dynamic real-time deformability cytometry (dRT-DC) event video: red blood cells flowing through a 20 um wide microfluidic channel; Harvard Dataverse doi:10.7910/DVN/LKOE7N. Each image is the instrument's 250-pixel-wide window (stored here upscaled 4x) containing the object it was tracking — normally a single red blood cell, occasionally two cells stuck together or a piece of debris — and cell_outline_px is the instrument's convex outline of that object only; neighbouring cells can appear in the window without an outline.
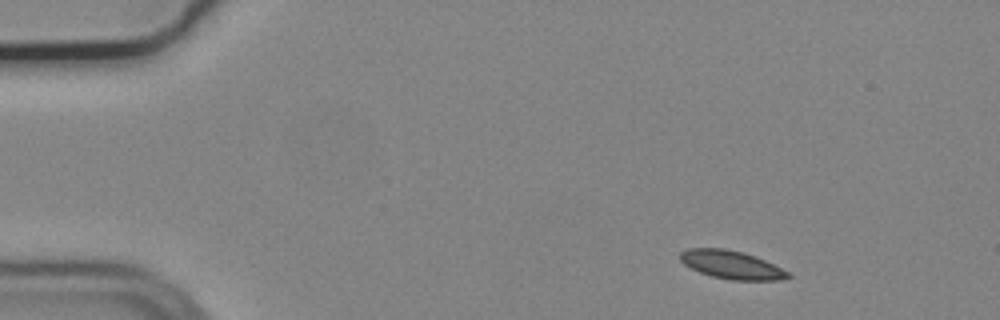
{"species": "common noctule bat (a hibernating species)", "species_latin": "Nyctalus noctula", "temperature_condition": "cold", "stored_images_in_passage": 8, "camera_frame_rate_fps": 3000, "um_per_image_px": 0.085, "animal": {"sex": "male", "body_mass_g": 19.2, "forearm_length_mm": 51.8}, "frame": {"image": 1, "passage_image": 1, "time_ms": 0.0, "image_size_px": [1000, 320], "cell_outline_px": [[792, 276], [780, 280], [732, 280], [712, 276], [700, 272], [684, 264], [680, 260], [680, 252], [688, 248], [724, 248], [744, 252], [756, 256], [788, 272]], "centroid_in_image_um": [62.16, 22.49], "position_along_channel_um": 22.8, "area_um2": 17.63}}
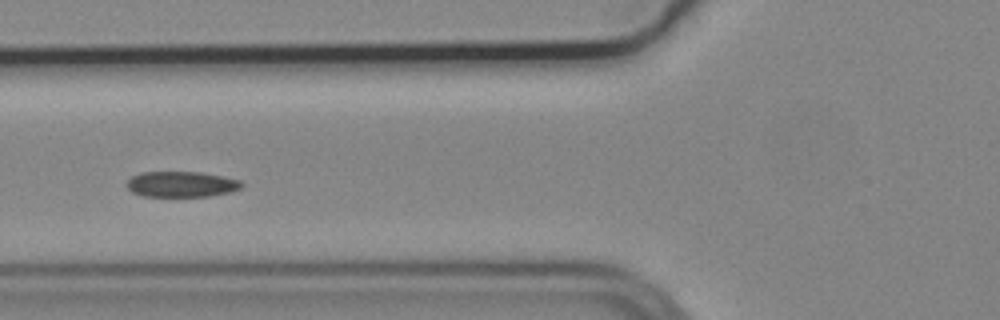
{"frame": {"image": 2, "passage_image": 5, "time_ms": 1.333, "image_size_px": [1000, 320], "cell_outline_px": [[244, 184], [240, 188], [228, 192], [208, 196], [144, 196], [132, 192], [128, 188], [128, 180], [132, 176], [140, 172], [200, 172], [224, 176], [240, 180]], "centroid_in_image_um": [15.43, 15.65], "position_along_channel_um": 110.4, "area_um2": 17.05}}
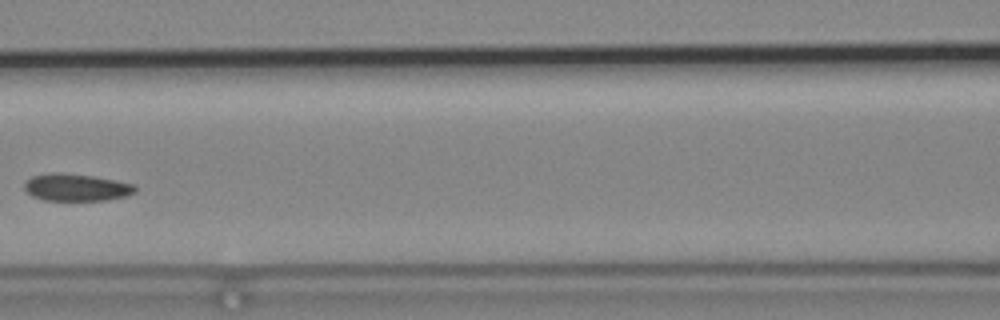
{"frame": {"image": 3, "passage_image": 6, "time_ms": 1.667, "image_size_px": [1000, 320], "cell_outline_px": [[136, 192], [124, 196], [108, 200], [44, 200], [32, 196], [24, 188], [24, 184], [32, 176], [52, 172], [56, 172], [92, 176], [116, 180], [136, 184]], "centroid_in_image_um": [6.5, 15.93], "position_along_channel_um": 160.1, "area_um2": 17.51}}